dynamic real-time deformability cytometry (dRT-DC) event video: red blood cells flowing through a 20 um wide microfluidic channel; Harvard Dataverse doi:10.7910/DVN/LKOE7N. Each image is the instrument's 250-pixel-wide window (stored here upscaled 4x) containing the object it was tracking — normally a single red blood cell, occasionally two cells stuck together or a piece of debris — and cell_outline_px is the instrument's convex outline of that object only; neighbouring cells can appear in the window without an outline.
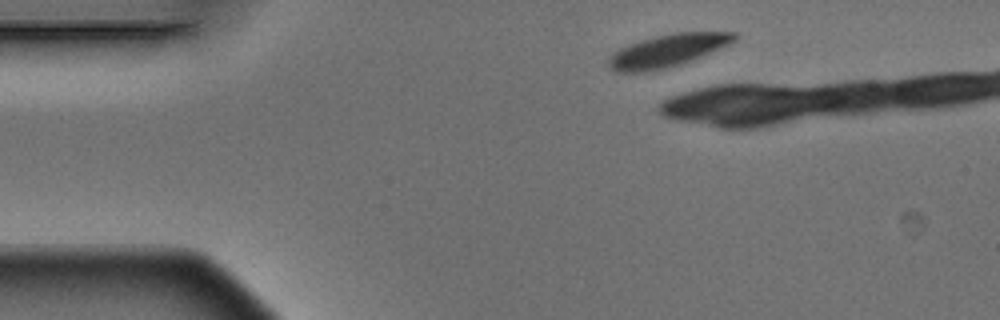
{"species": "Egyptian fruit bat (a non-hibernating species)", "species_latin": "Rousettus aegyptiacus", "temperature_condition": "warm", "stored_images_in_passage": 2, "camera_frame_rate_fps": 3000, "um_per_image_px": 0.085, "animal": {"sex": "male"}, "frame": {"image": 1, "passage_image": 1, "time_ms": 0.0, "image_size_px": [1000, 320], "cell_outline_px": [[736, 40], [728, 44], [692, 60], [680, 64], [648, 72], [620, 72], [608, 68], [608, 56], [612, 52], [628, 44], [640, 40], [656, 36], [676, 32], [736, 32]], "centroid_in_image_um": [56.68, 4.3], "position_along_channel_um": 28.3, "area_um2": 23.76}}